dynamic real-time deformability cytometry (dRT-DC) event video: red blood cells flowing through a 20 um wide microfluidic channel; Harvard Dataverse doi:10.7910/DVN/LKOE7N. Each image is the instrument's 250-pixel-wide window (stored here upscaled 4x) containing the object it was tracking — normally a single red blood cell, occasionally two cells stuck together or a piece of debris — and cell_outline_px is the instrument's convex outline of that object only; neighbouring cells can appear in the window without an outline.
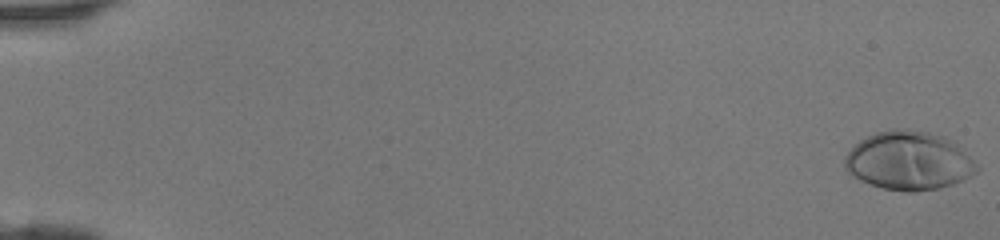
{"species": "human", "species_latin": "Homo sapiens", "temperature_condition": "room temperature", "stored_images_in_passage": 47, "camera_frame_rate_fps": 3000, "um_per_image_px": 0.085, "donor": {"sex": "female"}, "frame": {"image": 1, "passage_image": 1, "time_ms": 0.0, "image_size_px": [1000, 240], "cell_outline_px": [[980, 168], [972, 176], [964, 180], [940, 188], [912, 192], [904, 192], [884, 188], [860, 180], [848, 172], [844, 168], [844, 160], [852, 144], [876, 132], [892, 128], [904, 128], [928, 132], [944, 136], [952, 140]], "centroid_in_image_um": [77.23, 13.66], "position_along_channel_um": 7.8, "area_um2": 45.2}}
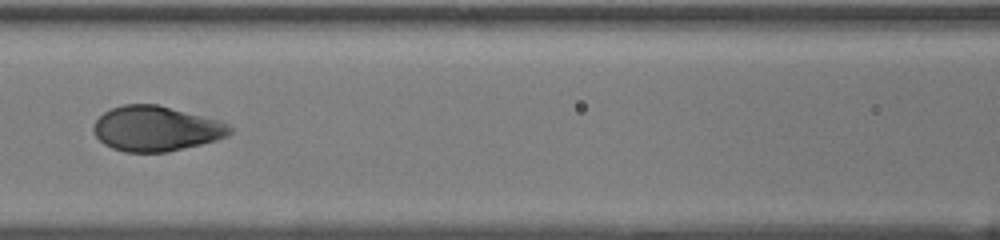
{"frame": {"image": 2, "passage_image": 23, "time_ms": 7.333, "image_size_px": [1000, 240], "cell_outline_px": [[232, 132], [228, 136], [216, 140], [168, 152], [124, 152], [112, 148], [104, 144], [92, 132], [92, 128], [96, 120], [104, 112], [112, 108], [124, 104], [156, 104], [216, 120], [228, 124], [232, 128]], "centroid_in_image_um": [13.23, 10.94], "position_along_channel_um": 153.4, "area_um2": 35.55}}
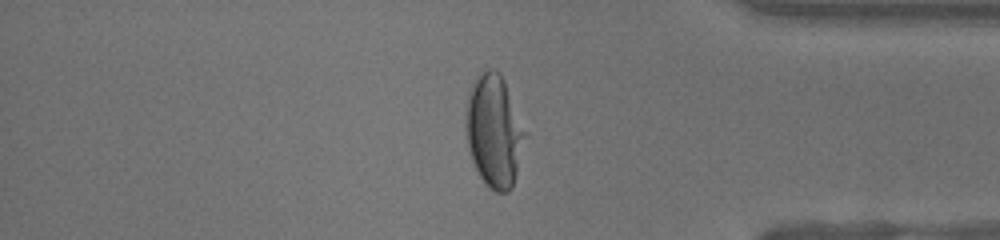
{"frame": {"image": 3, "passage_image": 40, "time_ms": 13.0, "image_size_px": [1000, 240], "cell_outline_px": [[528, 132], [512, 188], [508, 192], [496, 192], [488, 188], [484, 184], [472, 160], [468, 148], [464, 128], [468, 92], [472, 80], [480, 72], [488, 68], [492, 68], [500, 72], [504, 80]], "centroid_in_image_um": [42.0, 11.11], "position_along_channel_um": 393.2, "area_um2": 39.65}}